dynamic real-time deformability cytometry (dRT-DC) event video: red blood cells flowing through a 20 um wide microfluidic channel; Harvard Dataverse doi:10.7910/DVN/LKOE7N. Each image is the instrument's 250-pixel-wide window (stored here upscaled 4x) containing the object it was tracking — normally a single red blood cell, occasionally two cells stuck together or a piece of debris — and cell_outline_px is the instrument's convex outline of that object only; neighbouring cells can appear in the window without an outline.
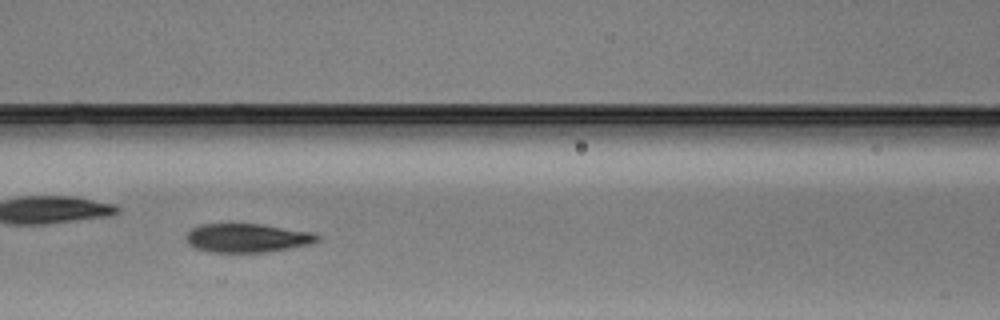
{"species": "Egyptian fruit bat (a non-hibernating species)", "species_latin": "Rousettus aegyptiacus", "temperature_condition": "warm", "stored_images_in_passage": 48, "camera_frame_rate_fps": 3000, "um_per_image_px": 0.085, "animal": {"sex": "male"}, "frame": {"image": 1, "passage_image": 21, "time_ms": 6.667, "image_size_px": [1000, 320], "cell_outline_px": [[320, 240], [312, 244], [272, 252], [208, 252], [196, 248], [188, 244], [188, 232], [192, 228], [200, 224], [260, 224], [308, 232], [320, 236]], "centroid_in_image_um": [21.03, 20.24], "position_along_channel_um": 145.6, "area_um2": 21.91}}
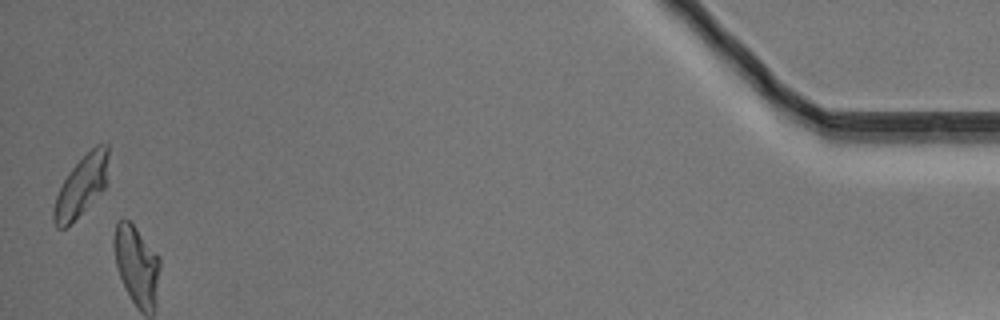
{"frame": {"image": 2, "passage_image": 48, "time_ms": 15.667, "image_size_px": [1000, 320], "cell_outline_px": [[108, 180], [104, 188], [64, 228], [56, 228], [52, 220], [52, 212], [56, 196], [64, 180], [72, 168], [96, 144], [108, 144]], "centroid_in_image_um": [6.92, 15.78], "position_along_channel_um": 428.3, "area_um2": 18.73}}